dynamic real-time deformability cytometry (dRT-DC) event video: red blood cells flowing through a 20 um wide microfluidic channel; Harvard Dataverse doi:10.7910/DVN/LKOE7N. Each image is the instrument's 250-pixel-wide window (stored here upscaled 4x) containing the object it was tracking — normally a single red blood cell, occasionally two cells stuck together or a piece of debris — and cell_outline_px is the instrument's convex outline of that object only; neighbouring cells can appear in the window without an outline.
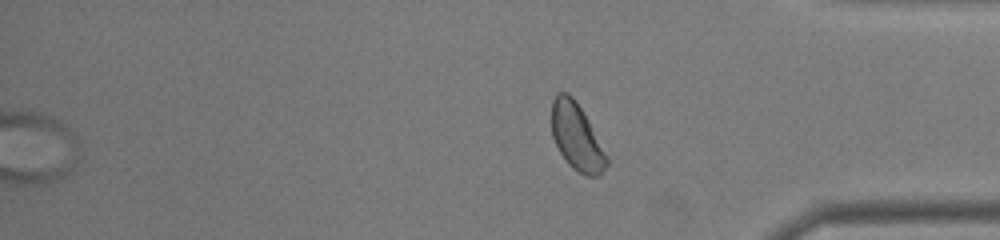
{"species": "common noctule bat (a hibernating species)", "species_latin": "Nyctalus noctula", "temperature_condition": "warm", "stored_images_in_passage": 50, "segment_of_instrument_passage": [2, 2], "camera_frame_rate_fps": 3000, "um_per_image_px": 0.085, "animal": {"sex": "male", "body_mass_g": 19.0, "forearm_length_mm": 50.8}, "frame": {"image": 1, "passage_image": 50, "time_ms": 16.333, "image_size_px": [1000, 240], "cell_outline_px": [[608, 164], [600, 176], [584, 176], [576, 172], [568, 164], [560, 152], [552, 136], [552, 100], [560, 92], [568, 92], [572, 96], [588, 120], [608, 156]], "centroid_in_image_um": [49.03, 11.68], "position_along_channel_um": 386.2, "area_um2": 21.39}}